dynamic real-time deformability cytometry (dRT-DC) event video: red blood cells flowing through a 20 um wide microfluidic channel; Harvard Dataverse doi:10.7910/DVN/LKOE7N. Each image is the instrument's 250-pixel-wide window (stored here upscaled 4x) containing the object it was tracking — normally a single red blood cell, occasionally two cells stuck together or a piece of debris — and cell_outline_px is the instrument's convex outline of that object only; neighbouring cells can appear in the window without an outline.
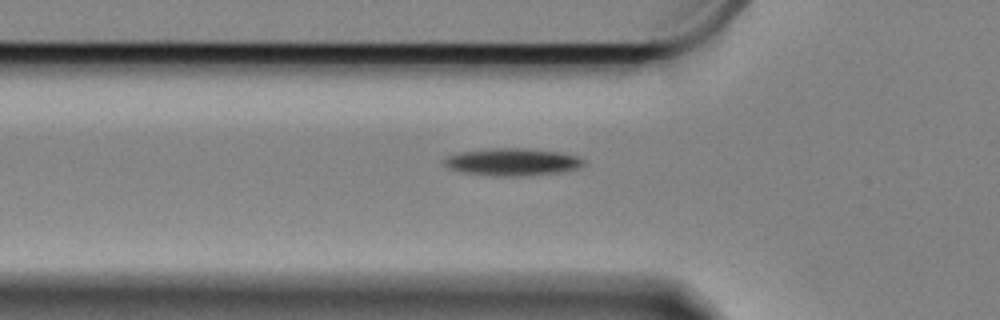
{"species": "Egyptian fruit bat (a non-hibernating species)", "species_latin": "Rousettus aegyptiacus", "temperature_condition": "cold", "stored_images_in_passage": 39, "camera_frame_rate_fps": 3000, "um_per_image_px": 0.085, "animal": {"sex": "female"}, "frame": {"image": 1, "passage_image": 2, "time_ms": 0.333, "image_size_px": [1000, 320], "cell_outline_px": [[584, 164], [576, 168], [560, 172], [532, 176], [492, 176], [460, 172], [448, 168], [440, 160], [444, 156], [460, 152], [492, 148], [524, 148], [560, 152], [580, 156], [584, 160]], "centroid_in_image_um": [43.5, 13.77], "position_along_channel_um": 82.3, "area_um2": 22.66}}
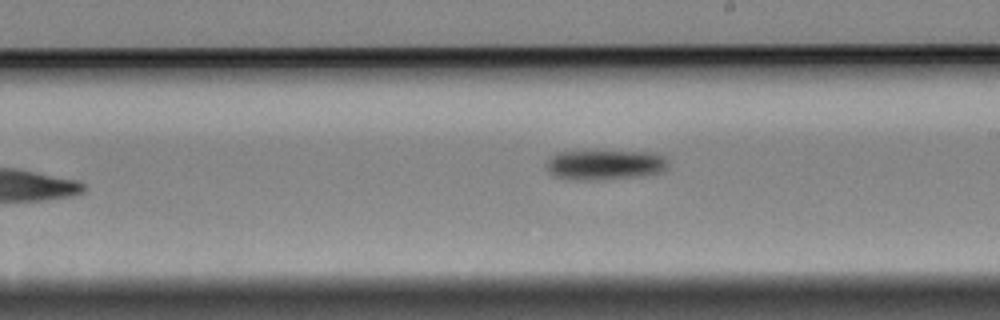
{"frame": {"image": 2, "passage_image": 16, "time_ms": 5.0, "image_size_px": [1000, 320], "cell_outline_px": [[668, 168], [660, 172], [640, 176], [596, 180], [580, 180], [552, 176], [548, 172], [544, 164], [556, 152], [592, 148], [656, 152], [664, 156], [668, 160]], "centroid_in_image_um": [51.4, 13.94], "position_along_channel_um": 237.6, "area_um2": 22.72}}
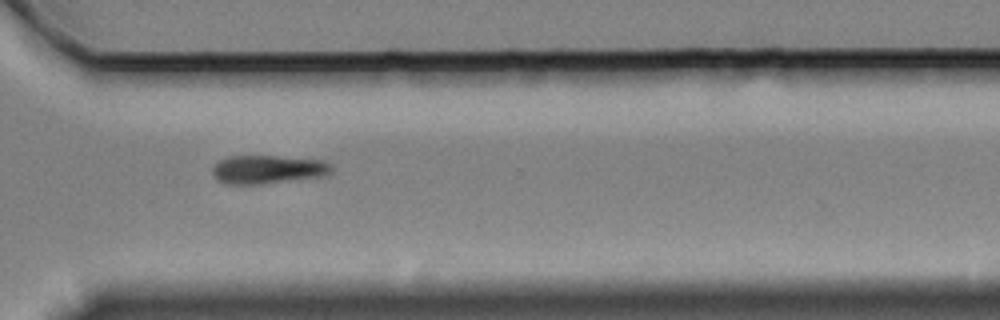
{"frame": {"image": 3, "passage_image": 26, "time_ms": 8.333, "image_size_px": [1000, 320], "cell_outline_px": [[332, 172], [324, 176], [260, 184], [228, 184], [216, 180], [212, 176], [212, 168], [220, 160], [228, 156], [272, 156], [324, 160], [332, 164]], "centroid_in_image_um": [22.76, 14.4], "position_along_channel_um": 347.8, "area_um2": 19.83}}